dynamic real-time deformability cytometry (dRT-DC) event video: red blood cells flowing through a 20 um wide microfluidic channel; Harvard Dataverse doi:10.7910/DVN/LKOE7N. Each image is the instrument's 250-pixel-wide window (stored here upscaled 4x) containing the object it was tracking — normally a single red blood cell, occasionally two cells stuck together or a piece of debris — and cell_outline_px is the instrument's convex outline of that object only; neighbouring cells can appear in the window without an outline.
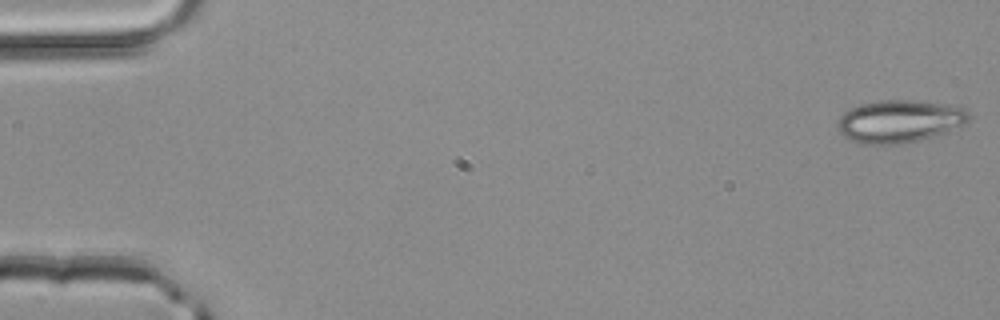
{"species": "common noctule bat (a hibernating species)", "species_latin": "Nyctalus noctula", "temperature_condition": "room temperature", "stored_images_in_passage": 3, "camera_frame_rate_fps": 3000, "um_per_image_px": 0.085, "animal": {"sex": "male", "body_mass_g": 20.4}, "frame": {"image": 1, "passage_image": 1, "time_ms": 0.0, "image_size_px": [1000, 320], "cell_outline_px": [[972, 116], [964, 124], [944, 132], [920, 140], [896, 144], [864, 144], [848, 140], [836, 128], [836, 120], [844, 112], [860, 104], [880, 100], [916, 100], [960, 104]], "centroid_in_image_um": [76.46, 10.28], "position_along_channel_um": 8.5, "area_um2": 33.06}}